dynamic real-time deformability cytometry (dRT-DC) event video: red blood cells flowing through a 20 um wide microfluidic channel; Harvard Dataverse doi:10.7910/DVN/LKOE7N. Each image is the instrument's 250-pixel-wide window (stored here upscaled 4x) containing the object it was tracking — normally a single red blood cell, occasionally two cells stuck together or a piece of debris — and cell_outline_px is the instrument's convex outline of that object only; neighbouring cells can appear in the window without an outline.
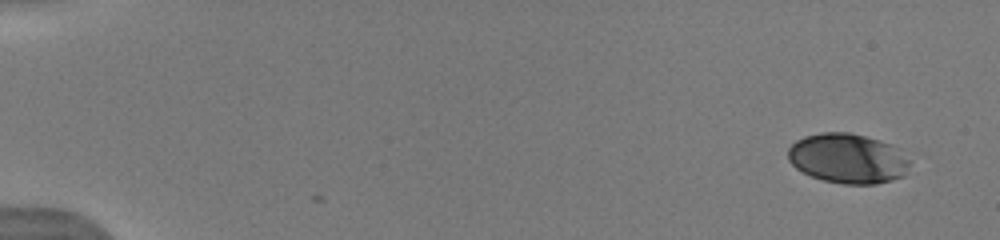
{"species": "human", "species_latin": "Homo sapiens", "temperature_condition": "warm", "stored_images_in_passage": 10, "camera_frame_rate_fps": 3000, "um_per_image_px": 0.085, "donor": {"sex": "male"}, "frame": {"image": 1, "passage_image": 1, "time_ms": 0.0, "image_size_px": [1000, 240], "cell_outline_px": [[908, 164], [904, 176], [892, 180], [876, 184], [844, 184], [824, 180], [812, 176], [796, 168], [788, 160], [788, 148], [796, 140], [804, 136], [820, 132], [848, 132], [880, 140], [892, 144], [908, 160]], "centroid_in_image_um": [72.03, 13.46], "position_along_channel_um": 13.0, "area_um2": 35.2}}
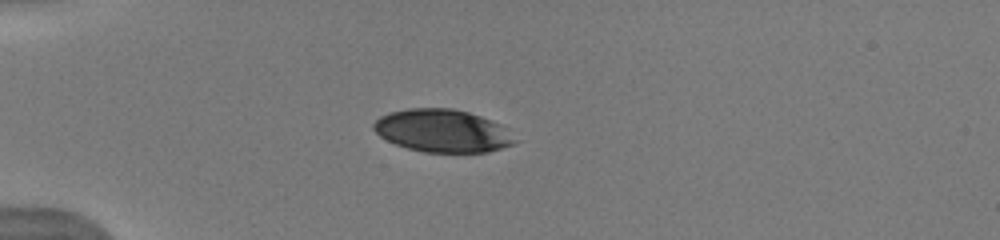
{"frame": {"image": 2, "passage_image": 7, "time_ms": 4.0, "image_size_px": [1000, 240], "cell_outline_px": [[516, 140], [512, 144], [488, 152], [424, 152], [408, 148], [396, 144], [380, 136], [372, 128], [372, 124], [380, 116], [388, 112], [408, 108], [452, 108], [468, 112], [492, 120], [500, 124]], "centroid_in_image_um": [37.57, 11.11], "position_along_channel_um": 47.4, "area_um2": 34.97}}